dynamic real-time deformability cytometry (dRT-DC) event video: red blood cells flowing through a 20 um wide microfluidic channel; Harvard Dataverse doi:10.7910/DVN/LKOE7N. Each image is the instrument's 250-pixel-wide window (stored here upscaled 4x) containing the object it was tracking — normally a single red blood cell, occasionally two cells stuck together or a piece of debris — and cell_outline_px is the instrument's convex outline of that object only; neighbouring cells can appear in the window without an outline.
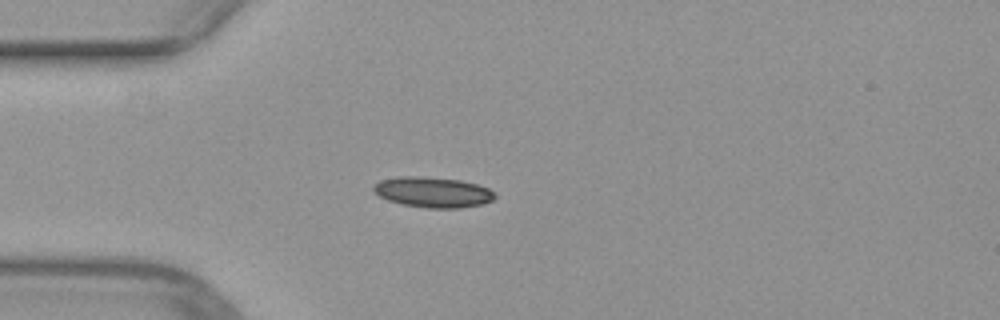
{"species": "common noctule bat (a hibernating species)", "species_latin": "Nyctalus noctula", "temperature_condition": "warm", "stored_images_in_passage": 50, "camera_frame_rate_fps": 3000, "um_per_image_px": 0.085, "animal": {"sex": "female", "body_mass_g": 29.2, "forearm_length_mm": 56.3}, "frame": {"image": 1, "passage_image": 13, "time_ms": 4.0, "image_size_px": [1000, 320], "cell_outline_px": [[496, 196], [492, 200], [484, 204], [460, 208], [428, 208], [404, 204], [388, 200], [372, 192], [372, 188], [380, 180], [400, 176], [416, 176], [460, 180], [476, 184], [488, 188]], "centroid_in_image_um": [36.78, 16.34], "position_along_channel_um": 48.2, "area_um2": 21.39}}
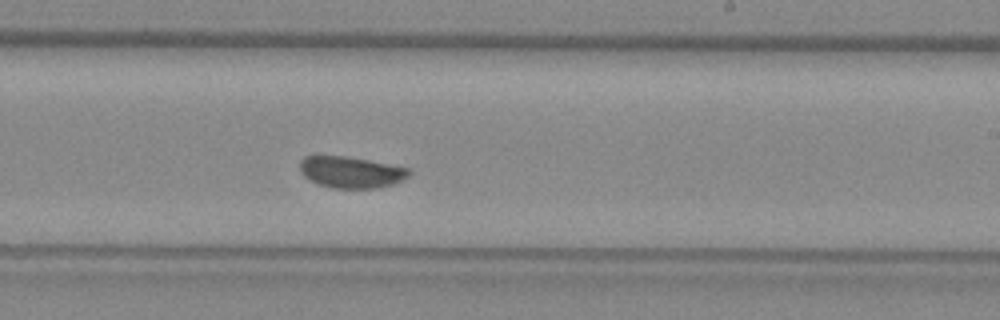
{"frame": {"image": 2, "passage_image": 30, "time_ms": 9.667, "image_size_px": [1000, 320], "cell_outline_px": [[412, 172], [408, 176], [392, 184], [376, 188], [332, 188], [320, 184], [304, 176], [300, 172], [300, 160], [304, 156], [344, 156], [368, 160], [408, 168]], "centroid_in_image_um": [29.81, 14.63], "position_along_channel_um": 259.2, "area_um2": 19.71}}
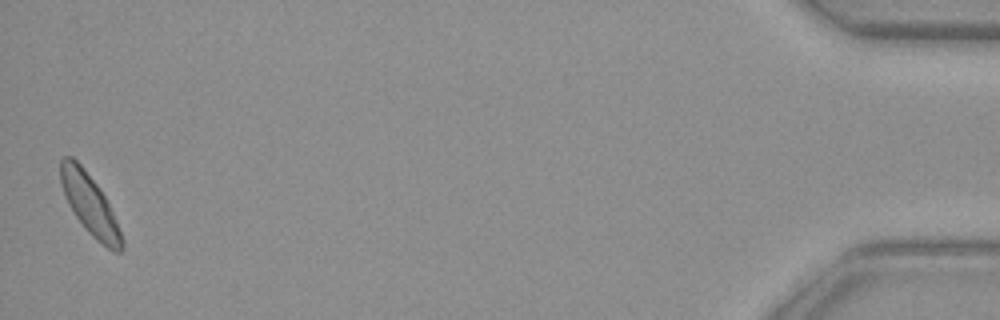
{"frame": {"image": 3, "passage_image": 50, "time_ms": 16.333, "image_size_px": [1000, 320], "cell_outline_px": [[124, 248], [120, 252], [112, 252], [96, 240], [88, 232], [76, 216], [68, 204], [64, 196], [60, 184], [60, 160], [64, 156], [72, 156], [80, 164], [100, 188], [116, 220], [124, 240]], "centroid_in_image_um": [7.63, 17.39], "position_along_channel_um": 427.6, "area_um2": 21.56}}